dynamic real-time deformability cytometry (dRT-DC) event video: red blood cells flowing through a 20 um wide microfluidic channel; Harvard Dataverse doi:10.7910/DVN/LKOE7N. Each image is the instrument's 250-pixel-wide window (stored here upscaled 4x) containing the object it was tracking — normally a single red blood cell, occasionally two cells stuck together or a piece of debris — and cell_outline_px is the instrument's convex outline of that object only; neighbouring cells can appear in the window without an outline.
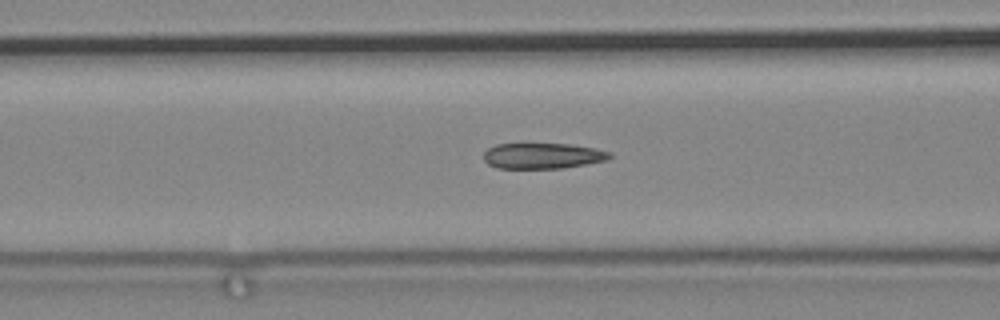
{"species": "common noctule bat (a hibernating species)", "species_latin": "Nyctalus noctula", "temperature_condition": "cold", "stored_images_in_passage": 83, "camera_frame_rate_fps": 3000, "um_per_image_px": 0.085, "animal": {"sex": "male", "body_mass_g": 19.2, "forearm_length_mm": 51.8}, "frame": {"image": 1, "passage_image": 43, "time_ms": 14.0, "image_size_px": [1000, 320], "cell_outline_px": [[612, 156], [608, 160], [588, 164], [560, 168], [496, 168], [488, 164], [484, 160], [484, 152], [488, 148], [496, 144], [524, 140], [568, 144], [596, 148], [612, 152]], "centroid_in_image_um": [46.09, 13.19], "position_along_channel_um": 120.5, "area_um2": 20.0}}
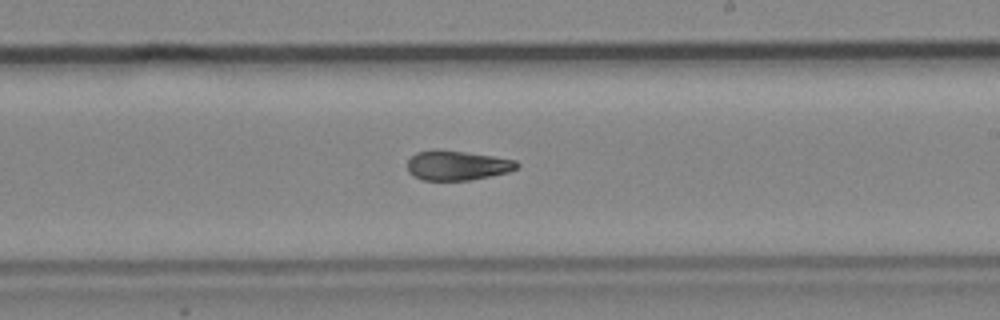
{"frame": {"image": 2, "passage_image": 56, "time_ms": 18.333, "image_size_px": [1000, 320], "cell_outline_px": [[520, 164], [516, 168], [508, 172], [468, 180], [424, 180], [412, 176], [408, 172], [408, 160], [416, 152], [432, 148], [440, 148], [492, 156], [516, 160]], "centroid_in_image_um": [38.81, 14.03], "position_along_channel_um": 250.2, "area_um2": 19.07}}
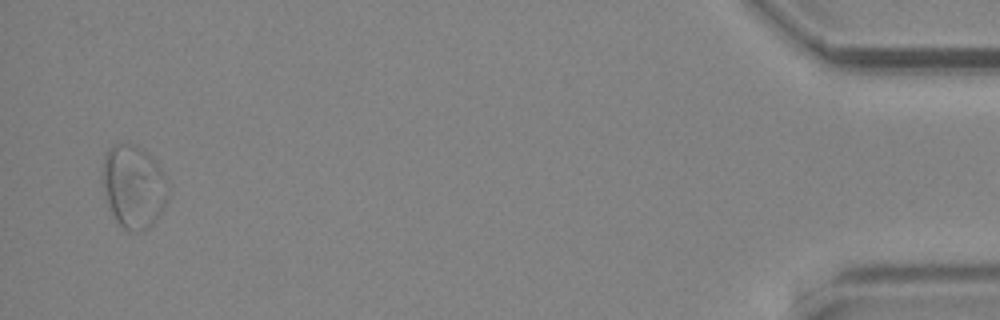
{"frame": {"image": 3, "passage_image": 82, "time_ms": 27.0, "image_size_px": [1000, 320], "cell_outline_px": [[168, 196], [160, 212], [152, 224], [148, 228], [140, 232], [128, 232], [116, 220], [112, 212], [104, 192], [100, 180], [100, 172], [104, 156], [108, 148], [112, 144], [136, 144], [164, 172], [168, 180]], "centroid_in_image_um": [11.32, 15.85], "position_along_channel_um": 423.9, "area_um2": 31.85}}